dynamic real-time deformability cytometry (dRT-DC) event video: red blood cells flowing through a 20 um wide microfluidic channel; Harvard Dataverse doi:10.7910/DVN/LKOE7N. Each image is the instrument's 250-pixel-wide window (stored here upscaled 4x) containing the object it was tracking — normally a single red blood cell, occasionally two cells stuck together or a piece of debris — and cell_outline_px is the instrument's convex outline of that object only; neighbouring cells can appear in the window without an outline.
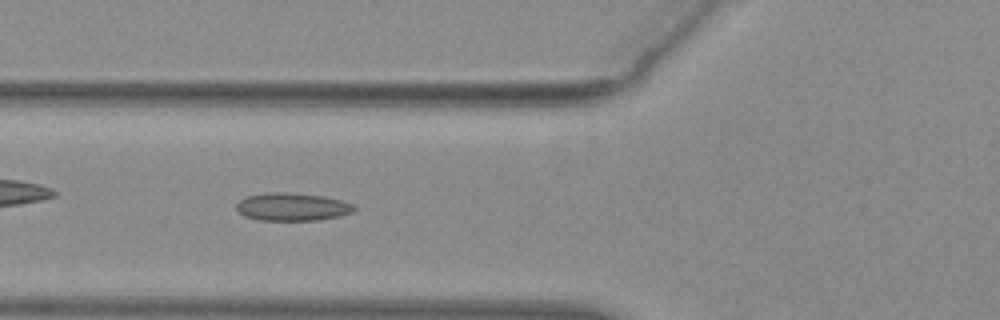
{"species": "common noctule bat (a hibernating species)", "species_latin": "Nyctalus noctula", "temperature_condition": "warm", "stored_images_in_passage": 48, "camera_frame_rate_fps": 3000, "um_per_image_px": 0.085, "animal": {"sex": "female", "body_mass_g": 29.2, "forearm_length_mm": 56.3}, "frame": {"image": 1, "passage_image": 15, "time_ms": 4.667, "image_size_px": [1000, 320], "cell_outline_px": [[356, 208], [352, 212], [340, 216], [316, 220], [260, 220], [244, 216], [236, 208], [236, 204], [240, 200], [248, 196], [272, 192], [284, 192], [324, 196], [340, 200], [352, 204]], "centroid_in_image_um": [24.84, 17.58], "position_along_channel_um": 101.0, "area_um2": 18.9}}
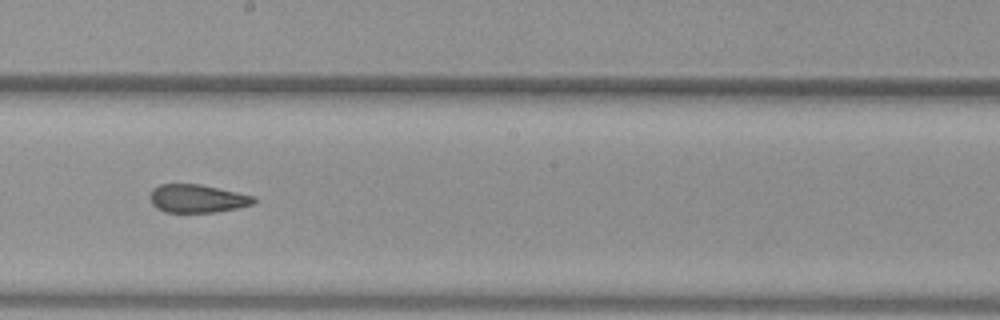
{"frame": {"image": 2, "passage_image": 25, "time_ms": 8.0, "image_size_px": [1000, 320], "cell_outline_px": [[256, 200], [252, 204], [236, 208], [216, 212], [164, 212], [156, 208], [152, 204], [148, 196], [152, 188], [160, 184], [200, 184], [256, 196]], "centroid_in_image_um": [16.73, 16.87], "position_along_channel_um": 231.5, "area_um2": 17.17}}
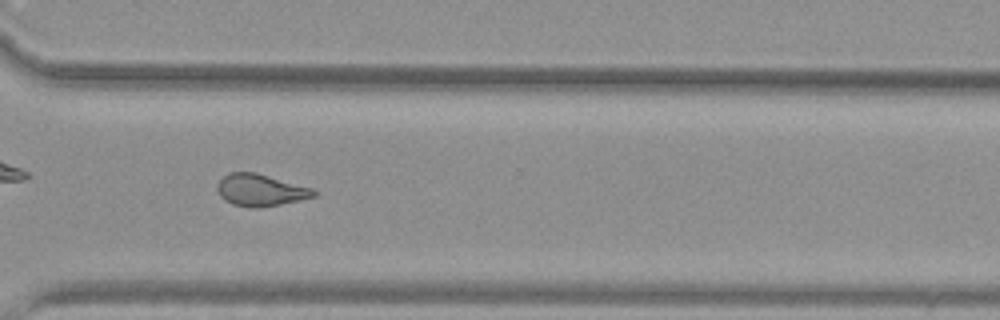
{"frame": {"image": 3, "passage_image": 34, "time_ms": 11.0, "image_size_px": [1000, 320], "cell_outline_px": [[316, 196], [300, 200], [260, 208], [248, 208], [232, 204], [224, 200], [220, 196], [216, 188], [220, 180], [224, 176], [232, 172], [256, 172], [312, 188], [316, 192]], "centroid_in_image_um": [22.12, 16.17], "position_along_channel_um": 348.5, "area_um2": 17.98}, "authors_computed_cell_mechanics": {"area_um2": 18.5249, "velocity_mm_per_s": 3.9129, "shape_relaxation_time_tau1_ms": null, "shape_relaxation_time_tau2_ms": 2.0468, "deformation_change_tau1": null, "deformation_change_tau2": 0.1042}}